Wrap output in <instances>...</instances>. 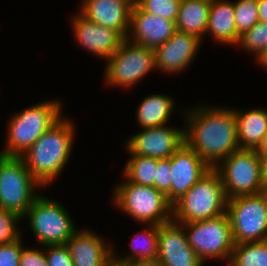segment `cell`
<instances>
[{"instance_id":"cell-11","label":"cell","mask_w":267,"mask_h":266,"mask_svg":"<svg viewBox=\"0 0 267 266\" xmlns=\"http://www.w3.org/2000/svg\"><path fill=\"white\" fill-rule=\"evenodd\" d=\"M104 69L105 84L129 88L156 68L154 49L125 39L118 51L107 59ZM113 85V86H112Z\"/></svg>"},{"instance_id":"cell-8","label":"cell","mask_w":267,"mask_h":266,"mask_svg":"<svg viewBox=\"0 0 267 266\" xmlns=\"http://www.w3.org/2000/svg\"><path fill=\"white\" fill-rule=\"evenodd\" d=\"M63 205L39 195L28 208L23 218L29 219L31 231L38 244L65 245L78 229Z\"/></svg>"},{"instance_id":"cell-22","label":"cell","mask_w":267,"mask_h":266,"mask_svg":"<svg viewBox=\"0 0 267 266\" xmlns=\"http://www.w3.org/2000/svg\"><path fill=\"white\" fill-rule=\"evenodd\" d=\"M211 3L204 0H181L175 22L177 30L203 39L208 26Z\"/></svg>"},{"instance_id":"cell-21","label":"cell","mask_w":267,"mask_h":266,"mask_svg":"<svg viewBox=\"0 0 267 266\" xmlns=\"http://www.w3.org/2000/svg\"><path fill=\"white\" fill-rule=\"evenodd\" d=\"M234 113L240 149H257L267 132V110L256 108L239 112L234 109Z\"/></svg>"},{"instance_id":"cell-27","label":"cell","mask_w":267,"mask_h":266,"mask_svg":"<svg viewBox=\"0 0 267 266\" xmlns=\"http://www.w3.org/2000/svg\"><path fill=\"white\" fill-rule=\"evenodd\" d=\"M234 13L237 33L239 35H242L260 21L257 0L235 1Z\"/></svg>"},{"instance_id":"cell-36","label":"cell","mask_w":267,"mask_h":266,"mask_svg":"<svg viewBox=\"0 0 267 266\" xmlns=\"http://www.w3.org/2000/svg\"><path fill=\"white\" fill-rule=\"evenodd\" d=\"M128 266H164L158 258L146 260H133L126 263Z\"/></svg>"},{"instance_id":"cell-23","label":"cell","mask_w":267,"mask_h":266,"mask_svg":"<svg viewBox=\"0 0 267 266\" xmlns=\"http://www.w3.org/2000/svg\"><path fill=\"white\" fill-rule=\"evenodd\" d=\"M174 109L170 96L152 94L146 96L137 108V122L141 129L166 125Z\"/></svg>"},{"instance_id":"cell-40","label":"cell","mask_w":267,"mask_h":266,"mask_svg":"<svg viewBox=\"0 0 267 266\" xmlns=\"http://www.w3.org/2000/svg\"><path fill=\"white\" fill-rule=\"evenodd\" d=\"M108 266H128L126 263H119L114 259L108 264Z\"/></svg>"},{"instance_id":"cell-3","label":"cell","mask_w":267,"mask_h":266,"mask_svg":"<svg viewBox=\"0 0 267 266\" xmlns=\"http://www.w3.org/2000/svg\"><path fill=\"white\" fill-rule=\"evenodd\" d=\"M59 100L32 105L10 118L2 156L21 157L63 115Z\"/></svg>"},{"instance_id":"cell-34","label":"cell","mask_w":267,"mask_h":266,"mask_svg":"<svg viewBox=\"0 0 267 266\" xmlns=\"http://www.w3.org/2000/svg\"><path fill=\"white\" fill-rule=\"evenodd\" d=\"M20 266H48L46 252L38 248H23L21 253Z\"/></svg>"},{"instance_id":"cell-12","label":"cell","mask_w":267,"mask_h":266,"mask_svg":"<svg viewBox=\"0 0 267 266\" xmlns=\"http://www.w3.org/2000/svg\"><path fill=\"white\" fill-rule=\"evenodd\" d=\"M131 136L126 148L133 154L155 159L170 158L184 143V129L166 125L143 128Z\"/></svg>"},{"instance_id":"cell-15","label":"cell","mask_w":267,"mask_h":266,"mask_svg":"<svg viewBox=\"0 0 267 266\" xmlns=\"http://www.w3.org/2000/svg\"><path fill=\"white\" fill-rule=\"evenodd\" d=\"M77 43L98 57L109 59L125 38L116 30L87 20L79 12L71 21Z\"/></svg>"},{"instance_id":"cell-4","label":"cell","mask_w":267,"mask_h":266,"mask_svg":"<svg viewBox=\"0 0 267 266\" xmlns=\"http://www.w3.org/2000/svg\"><path fill=\"white\" fill-rule=\"evenodd\" d=\"M227 197L219 173L211 168L172 206L176 223L212 219L226 214Z\"/></svg>"},{"instance_id":"cell-29","label":"cell","mask_w":267,"mask_h":266,"mask_svg":"<svg viewBox=\"0 0 267 266\" xmlns=\"http://www.w3.org/2000/svg\"><path fill=\"white\" fill-rule=\"evenodd\" d=\"M145 12L176 22L181 0H134Z\"/></svg>"},{"instance_id":"cell-16","label":"cell","mask_w":267,"mask_h":266,"mask_svg":"<svg viewBox=\"0 0 267 266\" xmlns=\"http://www.w3.org/2000/svg\"><path fill=\"white\" fill-rule=\"evenodd\" d=\"M201 42L196 35L176 29L170 39L154 49L156 70L180 73L193 62Z\"/></svg>"},{"instance_id":"cell-32","label":"cell","mask_w":267,"mask_h":266,"mask_svg":"<svg viewBox=\"0 0 267 266\" xmlns=\"http://www.w3.org/2000/svg\"><path fill=\"white\" fill-rule=\"evenodd\" d=\"M21 238L8 244L0 245V266H20L23 250Z\"/></svg>"},{"instance_id":"cell-14","label":"cell","mask_w":267,"mask_h":266,"mask_svg":"<svg viewBox=\"0 0 267 266\" xmlns=\"http://www.w3.org/2000/svg\"><path fill=\"white\" fill-rule=\"evenodd\" d=\"M175 30L174 21L145 12L134 2L126 39L132 43L155 49L170 39Z\"/></svg>"},{"instance_id":"cell-30","label":"cell","mask_w":267,"mask_h":266,"mask_svg":"<svg viewBox=\"0 0 267 266\" xmlns=\"http://www.w3.org/2000/svg\"><path fill=\"white\" fill-rule=\"evenodd\" d=\"M18 214L0 207V245L16 241L21 236L16 226L22 220Z\"/></svg>"},{"instance_id":"cell-33","label":"cell","mask_w":267,"mask_h":266,"mask_svg":"<svg viewBox=\"0 0 267 266\" xmlns=\"http://www.w3.org/2000/svg\"><path fill=\"white\" fill-rule=\"evenodd\" d=\"M45 248L48 266H74L65 245H47Z\"/></svg>"},{"instance_id":"cell-6","label":"cell","mask_w":267,"mask_h":266,"mask_svg":"<svg viewBox=\"0 0 267 266\" xmlns=\"http://www.w3.org/2000/svg\"><path fill=\"white\" fill-rule=\"evenodd\" d=\"M234 244L267 240V192L227 200Z\"/></svg>"},{"instance_id":"cell-35","label":"cell","mask_w":267,"mask_h":266,"mask_svg":"<svg viewBox=\"0 0 267 266\" xmlns=\"http://www.w3.org/2000/svg\"><path fill=\"white\" fill-rule=\"evenodd\" d=\"M261 161V180L263 190L267 192V154H259Z\"/></svg>"},{"instance_id":"cell-26","label":"cell","mask_w":267,"mask_h":266,"mask_svg":"<svg viewBox=\"0 0 267 266\" xmlns=\"http://www.w3.org/2000/svg\"><path fill=\"white\" fill-rule=\"evenodd\" d=\"M230 266H267V240L234 244Z\"/></svg>"},{"instance_id":"cell-28","label":"cell","mask_w":267,"mask_h":266,"mask_svg":"<svg viewBox=\"0 0 267 266\" xmlns=\"http://www.w3.org/2000/svg\"><path fill=\"white\" fill-rule=\"evenodd\" d=\"M238 44L252 55L259 56L267 48V23L257 22L240 35L237 46H239Z\"/></svg>"},{"instance_id":"cell-13","label":"cell","mask_w":267,"mask_h":266,"mask_svg":"<svg viewBox=\"0 0 267 266\" xmlns=\"http://www.w3.org/2000/svg\"><path fill=\"white\" fill-rule=\"evenodd\" d=\"M158 260L164 266H203L190 247L184 227L173 220L159 225Z\"/></svg>"},{"instance_id":"cell-37","label":"cell","mask_w":267,"mask_h":266,"mask_svg":"<svg viewBox=\"0 0 267 266\" xmlns=\"http://www.w3.org/2000/svg\"><path fill=\"white\" fill-rule=\"evenodd\" d=\"M260 21L267 23V0H257Z\"/></svg>"},{"instance_id":"cell-7","label":"cell","mask_w":267,"mask_h":266,"mask_svg":"<svg viewBox=\"0 0 267 266\" xmlns=\"http://www.w3.org/2000/svg\"><path fill=\"white\" fill-rule=\"evenodd\" d=\"M35 187L38 189L42 186L31 175L21 157L0 155L1 208L23 218L33 201L40 195L34 192Z\"/></svg>"},{"instance_id":"cell-18","label":"cell","mask_w":267,"mask_h":266,"mask_svg":"<svg viewBox=\"0 0 267 266\" xmlns=\"http://www.w3.org/2000/svg\"><path fill=\"white\" fill-rule=\"evenodd\" d=\"M79 13L87 20L118 31L125 39L134 0H82Z\"/></svg>"},{"instance_id":"cell-1","label":"cell","mask_w":267,"mask_h":266,"mask_svg":"<svg viewBox=\"0 0 267 266\" xmlns=\"http://www.w3.org/2000/svg\"><path fill=\"white\" fill-rule=\"evenodd\" d=\"M185 114V144L211 168L240 149L234 109L197 106Z\"/></svg>"},{"instance_id":"cell-5","label":"cell","mask_w":267,"mask_h":266,"mask_svg":"<svg viewBox=\"0 0 267 266\" xmlns=\"http://www.w3.org/2000/svg\"><path fill=\"white\" fill-rule=\"evenodd\" d=\"M115 186L113 201L119 210L141 224L162 225L172 221V204L155 187L129 182Z\"/></svg>"},{"instance_id":"cell-25","label":"cell","mask_w":267,"mask_h":266,"mask_svg":"<svg viewBox=\"0 0 267 266\" xmlns=\"http://www.w3.org/2000/svg\"><path fill=\"white\" fill-rule=\"evenodd\" d=\"M126 150L131 157H129L130 159L123 169L124 177H126L129 182L155 187L158 159L133 155L127 148Z\"/></svg>"},{"instance_id":"cell-20","label":"cell","mask_w":267,"mask_h":266,"mask_svg":"<svg viewBox=\"0 0 267 266\" xmlns=\"http://www.w3.org/2000/svg\"><path fill=\"white\" fill-rule=\"evenodd\" d=\"M234 14L233 1L214 0L209 10L206 33L218 43L236 46L240 35L237 33Z\"/></svg>"},{"instance_id":"cell-24","label":"cell","mask_w":267,"mask_h":266,"mask_svg":"<svg viewBox=\"0 0 267 266\" xmlns=\"http://www.w3.org/2000/svg\"><path fill=\"white\" fill-rule=\"evenodd\" d=\"M158 231L159 225L147 224L146 228L141 233L135 234L132 238V242L130 243V249H132L131 253L122 258L115 253L116 251H113V259L119 263H127L133 260L157 258Z\"/></svg>"},{"instance_id":"cell-41","label":"cell","mask_w":267,"mask_h":266,"mask_svg":"<svg viewBox=\"0 0 267 266\" xmlns=\"http://www.w3.org/2000/svg\"><path fill=\"white\" fill-rule=\"evenodd\" d=\"M204 1H207V2H210V3H212L214 0H204Z\"/></svg>"},{"instance_id":"cell-2","label":"cell","mask_w":267,"mask_h":266,"mask_svg":"<svg viewBox=\"0 0 267 266\" xmlns=\"http://www.w3.org/2000/svg\"><path fill=\"white\" fill-rule=\"evenodd\" d=\"M73 123L61 117L21 156L42 187L50 185L65 169L75 137Z\"/></svg>"},{"instance_id":"cell-10","label":"cell","mask_w":267,"mask_h":266,"mask_svg":"<svg viewBox=\"0 0 267 266\" xmlns=\"http://www.w3.org/2000/svg\"><path fill=\"white\" fill-rule=\"evenodd\" d=\"M181 225L187 231L190 247L204 263L208 258L229 261L234 241L227 213L212 219L185 222Z\"/></svg>"},{"instance_id":"cell-9","label":"cell","mask_w":267,"mask_h":266,"mask_svg":"<svg viewBox=\"0 0 267 266\" xmlns=\"http://www.w3.org/2000/svg\"><path fill=\"white\" fill-rule=\"evenodd\" d=\"M220 175L227 199L264 192L261 161L256 149H239L215 168Z\"/></svg>"},{"instance_id":"cell-31","label":"cell","mask_w":267,"mask_h":266,"mask_svg":"<svg viewBox=\"0 0 267 266\" xmlns=\"http://www.w3.org/2000/svg\"><path fill=\"white\" fill-rule=\"evenodd\" d=\"M171 157L158 160V169L155 179V188L163 192L171 203Z\"/></svg>"},{"instance_id":"cell-39","label":"cell","mask_w":267,"mask_h":266,"mask_svg":"<svg viewBox=\"0 0 267 266\" xmlns=\"http://www.w3.org/2000/svg\"><path fill=\"white\" fill-rule=\"evenodd\" d=\"M256 59L260 66L262 65L263 68L267 69V48Z\"/></svg>"},{"instance_id":"cell-19","label":"cell","mask_w":267,"mask_h":266,"mask_svg":"<svg viewBox=\"0 0 267 266\" xmlns=\"http://www.w3.org/2000/svg\"><path fill=\"white\" fill-rule=\"evenodd\" d=\"M99 235L90 230H77L65 246L74 266H108L113 260V249Z\"/></svg>"},{"instance_id":"cell-17","label":"cell","mask_w":267,"mask_h":266,"mask_svg":"<svg viewBox=\"0 0 267 266\" xmlns=\"http://www.w3.org/2000/svg\"><path fill=\"white\" fill-rule=\"evenodd\" d=\"M210 169L211 167L184 143L171 156V204L186 194Z\"/></svg>"},{"instance_id":"cell-38","label":"cell","mask_w":267,"mask_h":266,"mask_svg":"<svg viewBox=\"0 0 267 266\" xmlns=\"http://www.w3.org/2000/svg\"><path fill=\"white\" fill-rule=\"evenodd\" d=\"M256 151L258 154H267V132L265 133L263 140Z\"/></svg>"}]
</instances>
